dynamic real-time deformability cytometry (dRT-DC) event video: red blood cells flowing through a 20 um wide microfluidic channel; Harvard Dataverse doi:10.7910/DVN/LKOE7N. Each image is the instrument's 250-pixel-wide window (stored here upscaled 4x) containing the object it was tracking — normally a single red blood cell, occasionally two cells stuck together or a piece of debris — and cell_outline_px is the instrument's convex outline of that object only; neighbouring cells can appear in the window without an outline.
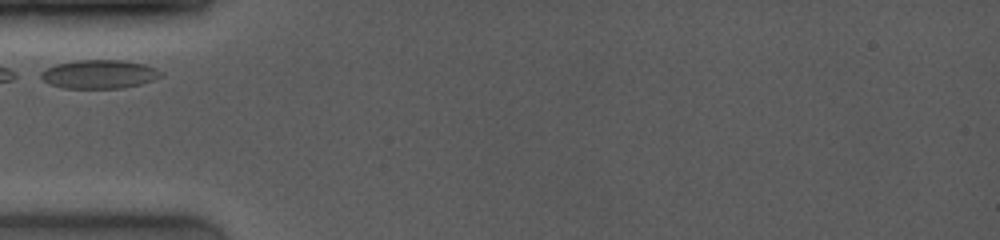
{"species": "common noctule bat (a hibernating species)", "species_latin": "Nyctalus noctula", "temperature_condition": "room temperature", "stored_images_in_passage": 1, "camera_frame_rate_fps": 4000, "um_per_image_px": 0.085, "animal": {"sex": "female", "body_mass_g": 19.0, "forearm_length_mm": 53.3}, "frame": {"image": 1, "passage_image": 1, "time_ms": 0.0, "image_size_px": [1000, 240], "cell_outline_px": [[164, 76], [140, 84], [120, 88], [64, 88], [48, 84], [40, 76], [40, 72], [44, 68], [56, 64], [76, 60], [120, 60], [144, 64], [156, 68], [164, 72]], "centroid_in_image_um": [8.43, 6.3], "position_along_channel_um": 76.6, "area_um2": 20.17}}